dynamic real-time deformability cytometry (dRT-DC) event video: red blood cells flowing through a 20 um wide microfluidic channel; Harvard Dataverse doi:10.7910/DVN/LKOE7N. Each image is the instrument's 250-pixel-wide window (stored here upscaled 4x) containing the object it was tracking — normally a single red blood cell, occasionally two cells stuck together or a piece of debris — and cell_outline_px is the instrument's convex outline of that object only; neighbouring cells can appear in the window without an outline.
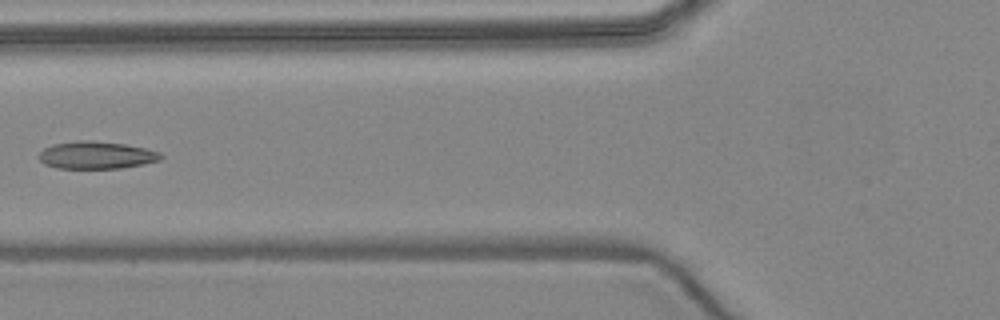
{"species": "common noctule bat (a hibernating species)", "species_latin": "Nyctalus noctula", "temperature_condition": "warm", "stored_images_in_passage": 5, "camera_frame_rate_fps": 3000, "um_per_image_px": 0.085, "animal": {"sex": "female", "body_mass_g": 24.6, "forearm_length_mm": 56.2}, "frame": {"image": 1, "passage_image": 5, "time_ms": 5.0, "image_size_px": [1000, 320], "cell_outline_px": [[164, 156], [160, 160], [144, 164], [120, 168], [56, 168], [44, 164], [36, 156], [44, 148], [52, 144], [80, 140], [88, 140], [124, 144], [144, 148], [160, 152]], "centroid_in_image_um": [8.17, 13.19], "position_along_channel_um": 117.6, "area_um2": 19.54}}